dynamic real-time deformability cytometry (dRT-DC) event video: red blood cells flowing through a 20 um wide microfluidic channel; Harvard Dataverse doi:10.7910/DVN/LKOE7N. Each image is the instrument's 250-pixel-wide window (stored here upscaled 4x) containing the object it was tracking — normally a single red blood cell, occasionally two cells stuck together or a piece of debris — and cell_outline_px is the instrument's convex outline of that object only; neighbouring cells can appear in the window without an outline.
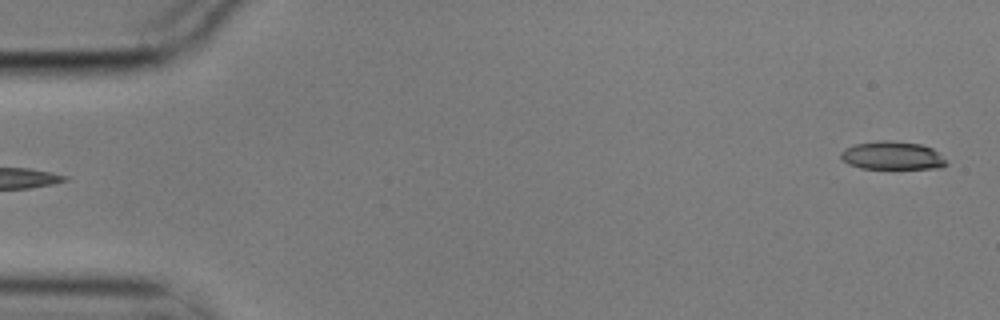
{"species": "common noctule bat (a hibernating species)", "species_latin": "Nyctalus noctula", "temperature_condition": "cold", "stored_images_in_passage": 5, "segment_of_instrument_passage": [2, 2], "camera_frame_rate_fps": 3000, "um_per_image_px": 0.085, "animal": {"sex": "male", "body_mass_g": 17.9}, "frame": {"image": 1, "passage_image": 5, "time_ms": 1.333, "image_size_px": [1000, 320], "cell_outline_px": [[948, 164], [944, 168], [860, 168], [848, 164], [840, 156], [840, 152], [844, 148], [856, 144], [880, 140], [884, 140], [920, 144], [932, 148]], "centroid_in_image_um": [75.81, 13.23], "position_along_channel_um": 9.2, "area_um2": 17.11}}